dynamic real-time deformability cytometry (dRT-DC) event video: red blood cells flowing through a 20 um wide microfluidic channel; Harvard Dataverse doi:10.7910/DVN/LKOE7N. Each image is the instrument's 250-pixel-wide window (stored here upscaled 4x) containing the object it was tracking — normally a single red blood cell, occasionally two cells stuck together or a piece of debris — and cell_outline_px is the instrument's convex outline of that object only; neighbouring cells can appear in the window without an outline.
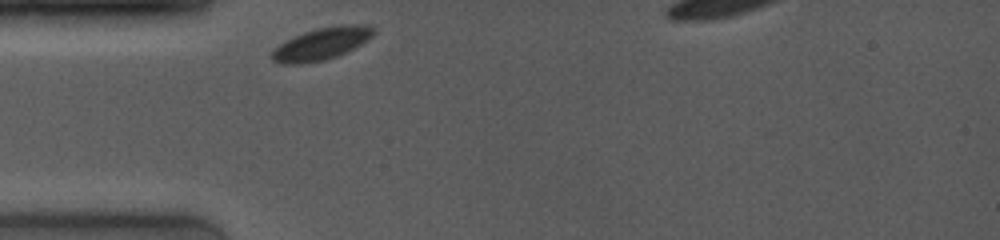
{"species": "common noctule bat (a hibernating species)", "species_latin": "Nyctalus noctula", "temperature_condition": "room temperature", "stored_images_in_passage": 11, "camera_frame_rate_fps": 4000, "um_per_image_px": 0.085, "animal": {"sex": "female", "body_mass_g": 19.0, "forearm_length_mm": 53.3}, "frame": {"image": 1, "passage_image": 1, "time_ms": 0.0, "image_size_px": [1000, 240], "cell_outline_px": [[376, 32], [368, 40], [336, 56], [324, 60], [300, 64], [280, 64], [272, 60], [272, 52], [280, 44], [304, 32], [316, 28], [340, 24], [364, 24], [376, 28]], "centroid_in_image_um": [27.37, 3.7], "position_along_channel_um": 57.6, "area_um2": 18.9}}
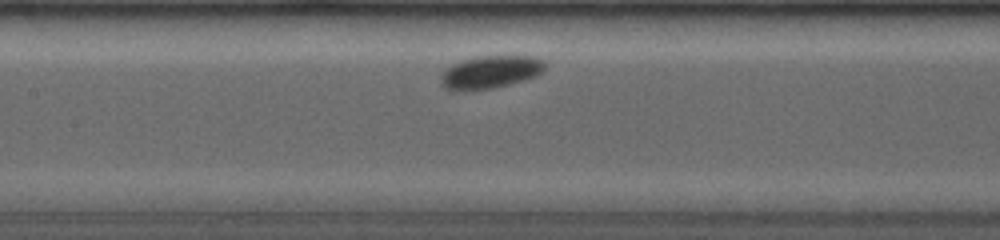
{"frame": {"image": 2, "passage_image": 8, "time_ms": 3.0, "image_size_px": [1000, 240], "cell_outline_px": [[544, 68], [536, 76], [524, 80], [492, 88], [464, 92], [456, 92], [444, 88], [440, 84], [440, 76], [444, 68], [452, 64], [476, 56], [536, 56], [544, 60]], "centroid_in_image_um": [41.6, 6.14], "position_along_channel_um": 165.8, "area_um2": 20.23}}